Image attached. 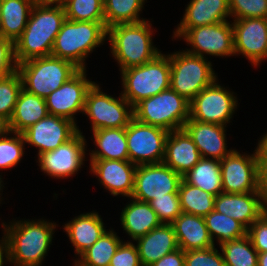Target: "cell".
Masks as SVG:
<instances>
[{"instance_id":"cell-45","label":"cell","mask_w":267,"mask_h":266,"mask_svg":"<svg viewBox=\"0 0 267 266\" xmlns=\"http://www.w3.org/2000/svg\"><path fill=\"white\" fill-rule=\"evenodd\" d=\"M253 247L258 253L267 252V214L264 213L247 230Z\"/></svg>"},{"instance_id":"cell-26","label":"cell","mask_w":267,"mask_h":266,"mask_svg":"<svg viewBox=\"0 0 267 266\" xmlns=\"http://www.w3.org/2000/svg\"><path fill=\"white\" fill-rule=\"evenodd\" d=\"M63 227L78 256L106 232L101 216L95 211L80 214Z\"/></svg>"},{"instance_id":"cell-19","label":"cell","mask_w":267,"mask_h":266,"mask_svg":"<svg viewBox=\"0 0 267 266\" xmlns=\"http://www.w3.org/2000/svg\"><path fill=\"white\" fill-rule=\"evenodd\" d=\"M266 200L262 192H221L215 197L214 210L237 220L248 229L265 213Z\"/></svg>"},{"instance_id":"cell-52","label":"cell","mask_w":267,"mask_h":266,"mask_svg":"<svg viewBox=\"0 0 267 266\" xmlns=\"http://www.w3.org/2000/svg\"><path fill=\"white\" fill-rule=\"evenodd\" d=\"M258 266H267V252L258 253Z\"/></svg>"},{"instance_id":"cell-37","label":"cell","mask_w":267,"mask_h":266,"mask_svg":"<svg viewBox=\"0 0 267 266\" xmlns=\"http://www.w3.org/2000/svg\"><path fill=\"white\" fill-rule=\"evenodd\" d=\"M63 7L68 20L105 22L103 0H67Z\"/></svg>"},{"instance_id":"cell-17","label":"cell","mask_w":267,"mask_h":266,"mask_svg":"<svg viewBox=\"0 0 267 266\" xmlns=\"http://www.w3.org/2000/svg\"><path fill=\"white\" fill-rule=\"evenodd\" d=\"M235 55L242 54L255 67L267 59V19L233 20Z\"/></svg>"},{"instance_id":"cell-25","label":"cell","mask_w":267,"mask_h":266,"mask_svg":"<svg viewBox=\"0 0 267 266\" xmlns=\"http://www.w3.org/2000/svg\"><path fill=\"white\" fill-rule=\"evenodd\" d=\"M228 17H231L229 0H190L176 29L217 24L228 21Z\"/></svg>"},{"instance_id":"cell-34","label":"cell","mask_w":267,"mask_h":266,"mask_svg":"<svg viewBox=\"0 0 267 266\" xmlns=\"http://www.w3.org/2000/svg\"><path fill=\"white\" fill-rule=\"evenodd\" d=\"M178 194L184 213L205 217L214 210L216 196L186 183L183 179L180 182Z\"/></svg>"},{"instance_id":"cell-14","label":"cell","mask_w":267,"mask_h":266,"mask_svg":"<svg viewBox=\"0 0 267 266\" xmlns=\"http://www.w3.org/2000/svg\"><path fill=\"white\" fill-rule=\"evenodd\" d=\"M182 176L164 163L137 165L131 198L150 202L154 198L178 193Z\"/></svg>"},{"instance_id":"cell-43","label":"cell","mask_w":267,"mask_h":266,"mask_svg":"<svg viewBox=\"0 0 267 266\" xmlns=\"http://www.w3.org/2000/svg\"><path fill=\"white\" fill-rule=\"evenodd\" d=\"M14 42L0 36V79L17 71Z\"/></svg>"},{"instance_id":"cell-12","label":"cell","mask_w":267,"mask_h":266,"mask_svg":"<svg viewBox=\"0 0 267 266\" xmlns=\"http://www.w3.org/2000/svg\"><path fill=\"white\" fill-rule=\"evenodd\" d=\"M169 132L133 118L126 127L129 161L135 165L163 163Z\"/></svg>"},{"instance_id":"cell-47","label":"cell","mask_w":267,"mask_h":266,"mask_svg":"<svg viewBox=\"0 0 267 266\" xmlns=\"http://www.w3.org/2000/svg\"><path fill=\"white\" fill-rule=\"evenodd\" d=\"M259 188L267 199V158H258Z\"/></svg>"},{"instance_id":"cell-40","label":"cell","mask_w":267,"mask_h":266,"mask_svg":"<svg viewBox=\"0 0 267 266\" xmlns=\"http://www.w3.org/2000/svg\"><path fill=\"white\" fill-rule=\"evenodd\" d=\"M231 18H266L267 0H229Z\"/></svg>"},{"instance_id":"cell-42","label":"cell","mask_w":267,"mask_h":266,"mask_svg":"<svg viewBox=\"0 0 267 266\" xmlns=\"http://www.w3.org/2000/svg\"><path fill=\"white\" fill-rule=\"evenodd\" d=\"M184 266H225L222 253L215 246L202 250L185 251Z\"/></svg>"},{"instance_id":"cell-55","label":"cell","mask_w":267,"mask_h":266,"mask_svg":"<svg viewBox=\"0 0 267 266\" xmlns=\"http://www.w3.org/2000/svg\"><path fill=\"white\" fill-rule=\"evenodd\" d=\"M265 213L267 214V200H266Z\"/></svg>"},{"instance_id":"cell-18","label":"cell","mask_w":267,"mask_h":266,"mask_svg":"<svg viewBox=\"0 0 267 266\" xmlns=\"http://www.w3.org/2000/svg\"><path fill=\"white\" fill-rule=\"evenodd\" d=\"M77 124L69 119L50 115L22 132L25 143L38 148V154L55 150L78 132Z\"/></svg>"},{"instance_id":"cell-54","label":"cell","mask_w":267,"mask_h":266,"mask_svg":"<svg viewBox=\"0 0 267 266\" xmlns=\"http://www.w3.org/2000/svg\"><path fill=\"white\" fill-rule=\"evenodd\" d=\"M0 36H1V11H0Z\"/></svg>"},{"instance_id":"cell-53","label":"cell","mask_w":267,"mask_h":266,"mask_svg":"<svg viewBox=\"0 0 267 266\" xmlns=\"http://www.w3.org/2000/svg\"><path fill=\"white\" fill-rule=\"evenodd\" d=\"M2 176L0 175V192H1V190H3V187H4V185L2 184L3 183V180H2V178H1ZM3 185V186H2ZM2 188V189H1ZM0 195H1V193H0ZM2 198H0V201H2L1 200ZM1 203V202H0Z\"/></svg>"},{"instance_id":"cell-5","label":"cell","mask_w":267,"mask_h":266,"mask_svg":"<svg viewBox=\"0 0 267 266\" xmlns=\"http://www.w3.org/2000/svg\"><path fill=\"white\" fill-rule=\"evenodd\" d=\"M170 70V54L162 53L143 65L121 70L120 94L134 107L142 99L170 88Z\"/></svg>"},{"instance_id":"cell-49","label":"cell","mask_w":267,"mask_h":266,"mask_svg":"<svg viewBox=\"0 0 267 266\" xmlns=\"http://www.w3.org/2000/svg\"><path fill=\"white\" fill-rule=\"evenodd\" d=\"M255 150L258 158H267V133L260 138Z\"/></svg>"},{"instance_id":"cell-29","label":"cell","mask_w":267,"mask_h":266,"mask_svg":"<svg viewBox=\"0 0 267 266\" xmlns=\"http://www.w3.org/2000/svg\"><path fill=\"white\" fill-rule=\"evenodd\" d=\"M48 114L45 99L22 88L13 115L9 120L10 130L11 132L22 133Z\"/></svg>"},{"instance_id":"cell-6","label":"cell","mask_w":267,"mask_h":266,"mask_svg":"<svg viewBox=\"0 0 267 266\" xmlns=\"http://www.w3.org/2000/svg\"><path fill=\"white\" fill-rule=\"evenodd\" d=\"M79 70L72 62L52 55L27 60L17 67L22 88L44 99Z\"/></svg>"},{"instance_id":"cell-31","label":"cell","mask_w":267,"mask_h":266,"mask_svg":"<svg viewBox=\"0 0 267 266\" xmlns=\"http://www.w3.org/2000/svg\"><path fill=\"white\" fill-rule=\"evenodd\" d=\"M182 179L205 192L217 196L222 191L220 160L201 158L200 161Z\"/></svg>"},{"instance_id":"cell-11","label":"cell","mask_w":267,"mask_h":266,"mask_svg":"<svg viewBox=\"0 0 267 266\" xmlns=\"http://www.w3.org/2000/svg\"><path fill=\"white\" fill-rule=\"evenodd\" d=\"M216 79L201 90L189 104V118L226 126L237 109L238 101L234 92L218 84Z\"/></svg>"},{"instance_id":"cell-46","label":"cell","mask_w":267,"mask_h":266,"mask_svg":"<svg viewBox=\"0 0 267 266\" xmlns=\"http://www.w3.org/2000/svg\"><path fill=\"white\" fill-rule=\"evenodd\" d=\"M184 264L185 252L179 248L169 254H166L150 266H184Z\"/></svg>"},{"instance_id":"cell-39","label":"cell","mask_w":267,"mask_h":266,"mask_svg":"<svg viewBox=\"0 0 267 266\" xmlns=\"http://www.w3.org/2000/svg\"><path fill=\"white\" fill-rule=\"evenodd\" d=\"M10 134H13V137ZM24 145L25 140L22 133L9 132L0 138V169L15 167L25 154Z\"/></svg>"},{"instance_id":"cell-35","label":"cell","mask_w":267,"mask_h":266,"mask_svg":"<svg viewBox=\"0 0 267 266\" xmlns=\"http://www.w3.org/2000/svg\"><path fill=\"white\" fill-rule=\"evenodd\" d=\"M204 219L212 241L214 242L217 238L219 245L247 235L248 229L243 224L215 210L206 215Z\"/></svg>"},{"instance_id":"cell-1","label":"cell","mask_w":267,"mask_h":266,"mask_svg":"<svg viewBox=\"0 0 267 266\" xmlns=\"http://www.w3.org/2000/svg\"><path fill=\"white\" fill-rule=\"evenodd\" d=\"M65 20L63 6L35 3L22 35L14 43L17 63L50 56Z\"/></svg>"},{"instance_id":"cell-4","label":"cell","mask_w":267,"mask_h":266,"mask_svg":"<svg viewBox=\"0 0 267 266\" xmlns=\"http://www.w3.org/2000/svg\"><path fill=\"white\" fill-rule=\"evenodd\" d=\"M107 38L105 22L73 21L66 19L53 45L51 55L86 69V58Z\"/></svg>"},{"instance_id":"cell-32","label":"cell","mask_w":267,"mask_h":266,"mask_svg":"<svg viewBox=\"0 0 267 266\" xmlns=\"http://www.w3.org/2000/svg\"><path fill=\"white\" fill-rule=\"evenodd\" d=\"M123 240L113 229L106 231L91 247L75 259L74 266H109Z\"/></svg>"},{"instance_id":"cell-21","label":"cell","mask_w":267,"mask_h":266,"mask_svg":"<svg viewBox=\"0 0 267 266\" xmlns=\"http://www.w3.org/2000/svg\"><path fill=\"white\" fill-rule=\"evenodd\" d=\"M224 125L204 123L189 118L184 129L191 136L202 158L222 160L234 149L227 150L226 129Z\"/></svg>"},{"instance_id":"cell-38","label":"cell","mask_w":267,"mask_h":266,"mask_svg":"<svg viewBox=\"0 0 267 266\" xmlns=\"http://www.w3.org/2000/svg\"><path fill=\"white\" fill-rule=\"evenodd\" d=\"M22 89V80L18 71L0 79V115L10 120Z\"/></svg>"},{"instance_id":"cell-23","label":"cell","mask_w":267,"mask_h":266,"mask_svg":"<svg viewBox=\"0 0 267 266\" xmlns=\"http://www.w3.org/2000/svg\"><path fill=\"white\" fill-rule=\"evenodd\" d=\"M135 241L142 266H150L166 254L179 249L172 224H161Z\"/></svg>"},{"instance_id":"cell-27","label":"cell","mask_w":267,"mask_h":266,"mask_svg":"<svg viewBox=\"0 0 267 266\" xmlns=\"http://www.w3.org/2000/svg\"><path fill=\"white\" fill-rule=\"evenodd\" d=\"M131 199L122 209L120 221L125 233L135 241L137 238L145 236L154 228L159 227L162 223L150 203L134 198Z\"/></svg>"},{"instance_id":"cell-44","label":"cell","mask_w":267,"mask_h":266,"mask_svg":"<svg viewBox=\"0 0 267 266\" xmlns=\"http://www.w3.org/2000/svg\"><path fill=\"white\" fill-rule=\"evenodd\" d=\"M109 266H142L137 246L132 241L122 242Z\"/></svg>"},{"instance_id":"cell-51","label":"cell","mask_w":267,"mask_h":266,"mask_svg":"<svg viewBox=\"0 0 267 266\" xmlns=\"http://www.w3.org/2000/svg\"><path fill=\"white\" fill-rule=\"evenodd\" d=\"M35 2L43 5L63 6L67 2V0H35Z\"/></svg>"},{"instance_id":"cell-22","label":"cell","mask_w":267,"mask_h":266,"mask_svg":"<svg viewBox=\"0 0 267 266\" xmlns=\"http://www.w3.org/2000/svg\"><path fill=\"white\" fill-rule=\"evenodd\" d=\"M201 158L197 146L184 128L169 132L165 142L164 164L183 176Z\"/></svg>"},{"instance_id":"cell-24","label":"cell","mask_w":267,"mask_h":266,"mask_svg":"<svg viewBox=\"0 0 267 266\" xmlns=\"http://www.w3.org/2000/svg\"><path fill=\"white\" fill-rule=\"evenodd\" d=\"M179 248L184 252L202 250L215 246L212 241L205 219L182 212L172 223Z\"/></svg>"},{"instance_id":"cell-3","label":"cell","mask_w":267,"mask_h":266,"mask_svg":"<svg viewBox=\"0 0 267 266\" xmlns=\"http://www.w3.org/2000/svg\"><path fill=\"white\" fill-rule=\"evenodd\" d=\"M149 22L122 23L107 29L110 50L120 71L150 62L161 53L153 45L154 31Z\"/></svg>"},{"instance_id":"cell-30","label":"cell","mask_w":267,"mask_h":266,"mask_svg":"<svg viewBox=\"0 0 267 266\" xmlns=\"http://www.w3.org/2000/svg\"><path fill=\"white\" fill-rule=\"evenodd\" d=\"M35 0H0L1 36L15 41L22 35Z\"/></svg>"},{"instance_id":"cell-50","label":"cell","mask_w":267,"mask_h":266,"mask_svg":"<svg viewBox=\"0 0 267 266\" xmlns=\"http://www.w3.org/2000/svg\"><path fill=\"white\" fill-rule=\"evenodd\" d=\"M11 132L9 120L0 115V138L6 136Z\"/></svg>"},{"instance_id":"cell-2","label":"cell","mask_w":267,"mask_h":266,"mask_svg":"<svg viewBox=\"0 0 267 266\" xmlns=\"http://www.w3.org/2000/svg\"><path fill=\"white\" fill-rule=\"evenodd\" d=\"M4 227V228H3ZM9 242L10 264L41 266L52 243L56 223L43 219L2 222Z\"/></svg>"},{"instance_id":"cell-28","label":"cell","mask_w":267,"mask_h":266,"mask_svg":"<svg viewBox=\"0 0 267 266\" xmlns=\"http://www.w3.org/2000/svg\"><path fill=\"white\" fill-rule=\"evenodd\" d=\"M92 133L97 149L90 152V160L129 161L126 128L99 129Z\"/></svg>"},{"instance_id":"cell-9","label":"cell","mask_w":267,"mask_h":266,"mask_svg":"<svg viewBox=\"0 0 267 266\" xmlns=\"http://www.w3.org/2000/svg\"><path fill=\"white\" fill-rule=\"evenodd\" d=\"M83 114L90 119L92 131L126 128L134 118L133 106L121 94L119 98L107 95L96 82L86 94Z\"/></svg>"},{"instance_id":"cell-36","label":"cell","mask_w":267,"mask_h":266,"mask_svg":"<svg viewBox=\"0 0 267 266\" xmlns=\"http://www.w3.org/2000/svg\"><path fill=\"white\" fill-rule=\"evenodd\" d=\"M219 246L225 266H258V252L248 235Z\"/></svg>"},{"instance_id":"cell-33","label":"cell","mask_w":267,"mask_h":266,"mask_svg":"<svg viewBox=\"0 0 267 266\" xmlns=\"http://www.w3.org/2000/svg\"><path fill=\"white\" fill-rule=\"evenodd\" d=\"M146 0H103L105 27L122 24L137 23L145 20L140 18Z\"/></svg>"},{"instance_id":"cell-20","label":"cell","mask_w":267,"mask_h":266,"mask_svg":"<svg viewBox=\"0 0 267 266\" xmlns=\"http://www.w3.org/2000/svg\"><path fill=\"white\" fill-rule=\"evenodd\" d=\"M90 172L113 196L131 198L137 165L121 160H90Z\"/></svg>"},{"instance_id":"cell-16","label":"cell","mask_w":267,"mask_h":266,"mask_svg":"<svg viewBox=\"0 0 267 266\" xmlns=\"http://www.w3.org/2000/svg\"><path fill=\"white\" fill-rule=\"evenodd\" d=\"M86 69H80L73 77L46 98L50 115L60 116L76 124L74 115L83 113L88 90L95 83L86 78Z\"/></svg>"},{"instance_id":"cell-48","label":"cell","mask_w":267,"mask_h":266,"mask_svg":"<svg viewBox=\"0 0 267 266\" xmlns=\"http://www.w3.org/2000/svg\"><path fill=\"white\" fill-rule=\"evenodd\" d=\"M3 234L4 236L0 240V266L10 262L9 242L5 232Z\"/></svg>"},{"instance_id":"cell-13","label":"cell","mask_w":267,"mask_h":266,"mask_svg":"<svg viewBox=\"0 0 267 266\" xmlns=\"http://www.w3.org/2000/svg\"><path fill=\"white\" fill-rule=\"evenodd\" d=\"M222 191L225 193L261 192L259 188L258 157L233 150L220 160Z\"/></svg>"},{"instance_id":"cell-15","label":"cell","mask_w":267,"mask_h":266,"mask_svg":"<svg viewBox=\"0 0 267 266\" xmlns=\"http://www.w3.org/2000/svg\"><path fill=\"white\" fill-rule=\"evenodd\" d=\"M86 139L80 129L67 142L61 144L55 150L38 155L39 167L44 174L57 178L73 176L82 168L86 155ZM86 146V147H85Z\"/></svg>"},{"instance_id":"cell-7","label":"cell","mask_w":267,"mask_h":266,"mask_svg":"<svg viewBox=\"0 0 267 266\" xmlns=\"http://www.w3.org/2000/svg\"><path fill=\"white\" fill-rule=\"evenodd\" d=\"M189 104V101L169 88L137 103L133 107L134 118L143 124L171 132L184 127L189 119Z\"/></svg>"},{"instance_id":"cell-10","label":"cell","mask_w":267,"mask_h":266,"mask_svg":"<svg viewBox=\"0 0 267 266\" xmlns=\"http://www.w3.org/2000/svg\"><path fill=\"white\" fill-rule=\"evenodd\" d=\"M173 34V38H182L192 47L185 50L190 54L203 58L206 54L222 58L235 55L233 28L229 21L191 29H175Z\"/></svg>"},{"instance_id":"cell-41","label":"cell","mask_w":267,"mask_h":266,"mask_svg":"<svg viewBox=\"0 0 267 266\" xmlns=\"http://www.w3.org/2000/svg\"><path fill=\"white\" fill-rule=\"evenodd\" d=\"M149 203L162 224H172L183 212L178 193H169V197L154 198Z\"/></svg>"},{"instance_id":"cell-8","label":"cell","mask_w":267,"mask_h":266,"mask_svg":"<svg viewBox=\"0 0 267 266\" xmlns=\"http://www.w3.org/2000/svg\"><path fill=\"white\" fill-rule=\"evenodd\" d=\"M207 59L185 50L170 54V88L190 102L217 79Z\"/></svg>"}]
</instances>
